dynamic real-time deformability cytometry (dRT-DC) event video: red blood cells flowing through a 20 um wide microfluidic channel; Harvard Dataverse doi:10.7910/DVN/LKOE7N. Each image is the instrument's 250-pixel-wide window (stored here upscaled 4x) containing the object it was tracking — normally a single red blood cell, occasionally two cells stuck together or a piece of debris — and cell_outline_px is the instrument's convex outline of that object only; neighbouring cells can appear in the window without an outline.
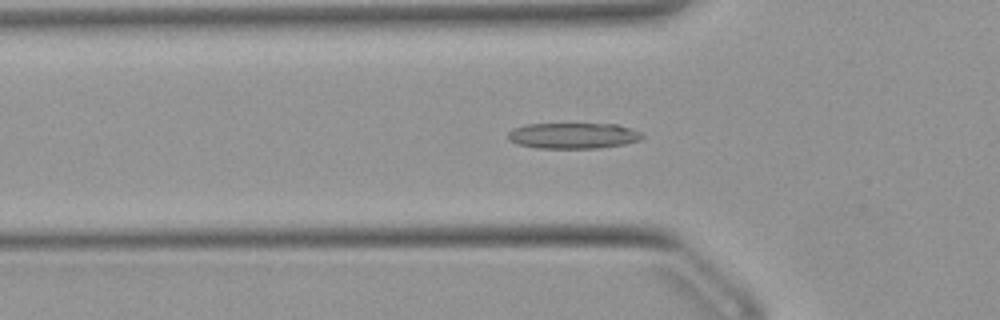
{"species": "Egyptian fruit bat (a non-hibernating species)", "species_latin": "Rousettus aegyptiacus", "temperature_condition": "warm", "stored_images_in_passage": 51, "camera_frame_rate_fps": 3000, "um_per_image_px": 0.085, "animal": {"sex": "female"}, "frame": {"image": 1, "passage_image": 16, "time_ms": 5.0, "image_size_px": [1000, 320], "cell_outline_px": [[644, 136], [640, 140], [624, 144], [596, 148], [536, 148], [516, 144], [508, 140], [508, 132], [512, 128], [528, 124], [616, 124], [632, 128], [640, 132]], "centroid_in_image_um": [48.7, 11.53], "position_along_channel_um": 77.1, "area_um2": 20.29}}
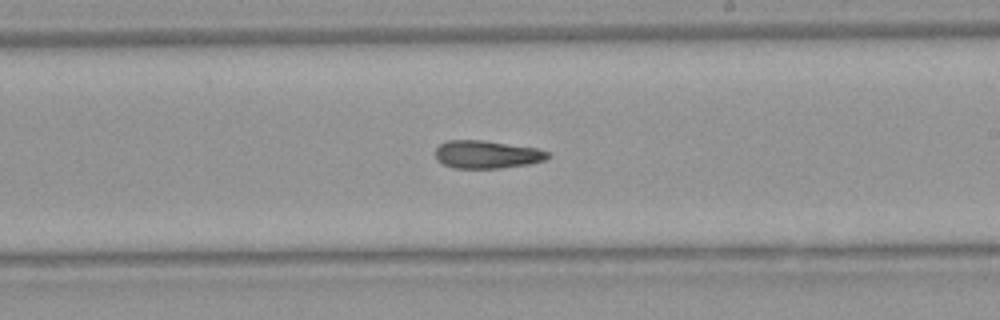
{"frame": {"image": 2, "passage_image": 29, "time_ms": 9.333, "image_size_px": [1000, 320], "cell_outline_px": [[552, 156], [544, 160], [528, 164], [500, 168], [456, 168], [444, 164], [436, 160], [436, 148], [440, 144], [448, 140], [484, 140], [536, 148], [552, 152]], "centroid_in_image_um": [41.41, 13.12], "position_along_channel_um": 247.6, "area_um2": 18.32}}
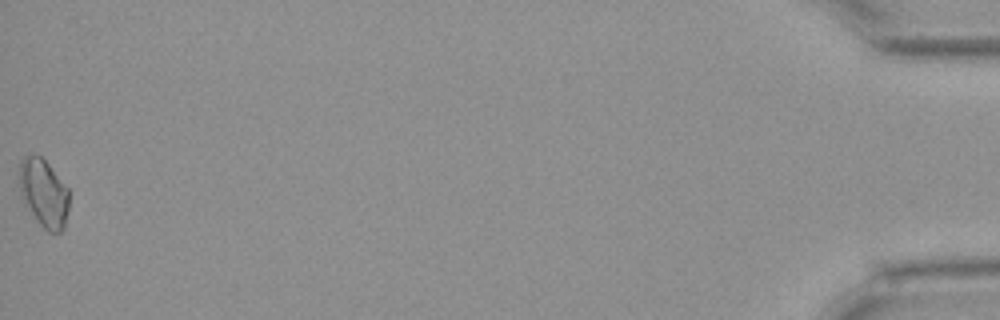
{"frame": {"image": 3, "passage_image": 51, "time_ms": 16.667, "image_size_px": [1000, 320], "cell_outline_px": [[68, 208], [64, 228], [60, 232], [48, 232], [36, 220], [24, 204], [20, 196], [20, 160], [24, 156], [40, 156], [48, 164], [68, 188]], "centroid_in_image_um": [3.71, 16.44], "position_along_channel_um": 431.5, "area_um2": 19.54}, "authors_computed_cell_mechanics": {"area_um2": 18.7272, "velocity_mm_per_s": 3.9373, "shape_relaxation_time_tau1_ms": null, "shape_relaxation_time_tau2_ms": 7.9563, "deformation_change_tau1": null, "deformation_change_tau2": 0.1865}}